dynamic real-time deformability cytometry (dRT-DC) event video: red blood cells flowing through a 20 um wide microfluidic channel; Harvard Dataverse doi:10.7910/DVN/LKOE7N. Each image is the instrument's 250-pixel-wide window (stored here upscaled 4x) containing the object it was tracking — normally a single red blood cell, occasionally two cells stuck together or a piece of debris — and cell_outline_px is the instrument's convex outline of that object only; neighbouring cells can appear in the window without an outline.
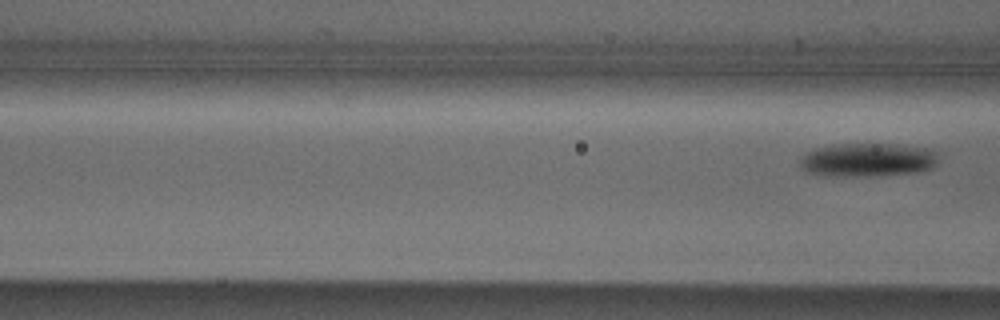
{"species": "Egyptian fruit bat (a non-hibernating species)", "species_latin": "Rousettus aegyptiacus", "temperature_condition": "cold", "stored_images_in_passage": 4, "segment_of_instrument_passage": [2, 2], "camera_frame_rate_fps": 3000, "um_per_image_px": 0.085, "animal": {"sex": "male"}, "frame": {"image": 1, "passage_image": 4, "time_ms": 1.0, "image_size_px": [1000, 320], "cell_outline_px": [[936, 164], [932, 168], [920, 172], [872, 176], [828, 176], [808, 172], [800, 164], [800, 156], [816, 148], [836, 144], [896, 144], [928, 148], [936, 152]], "centroid_in_image_um": [73.77, 13.59], "position_along_channel_um": 92.8, "area_um2": 27.17}}